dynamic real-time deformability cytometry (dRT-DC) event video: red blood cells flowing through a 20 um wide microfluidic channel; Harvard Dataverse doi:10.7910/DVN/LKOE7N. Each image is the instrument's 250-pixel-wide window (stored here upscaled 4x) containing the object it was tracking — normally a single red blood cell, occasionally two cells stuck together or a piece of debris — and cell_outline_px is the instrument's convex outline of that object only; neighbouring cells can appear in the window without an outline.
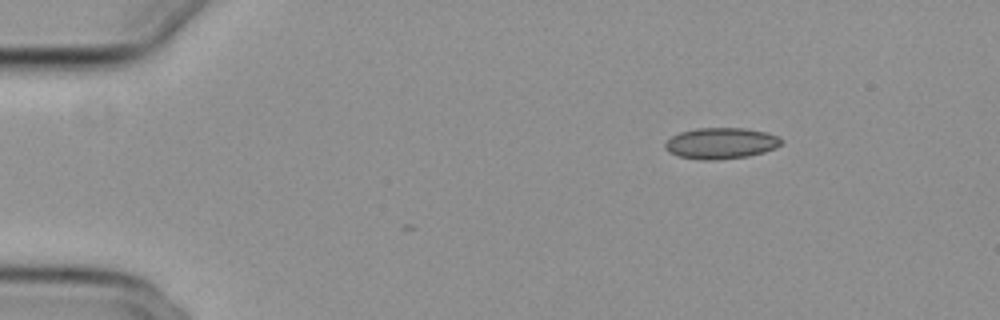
{"species": "common noctule bat (a hibernating species)", "species_latin": "Nyctalus noctula", "temperature_condition": "cold", "stored_images_in_passage": 37, "camera_frame_rate_fps": 3000, "um_per_image_px": 0.085, "animal": {"sex": "female", "body_mass_g": 29.2, "forearm_length_mm": 56.3}, "frame": {"image": 1, "passage_image": 1, "time_ms": 0.0, "image_size_px": [1000, 320], "cell_outline_px": [[784, 144], [776, 148], [764, 152], [748, 156], [716, 160], [704, 160], [680, 156], [668, 152], [664, 148], [664, 144], [672, 136], [680, 132], [696, 128], [744, 128], [768, 132], [784, 140]], "centroid_in_image_um": [61.32, 12.17], "position_along_channel_um": 23.7, "area_um2": 21.21}}
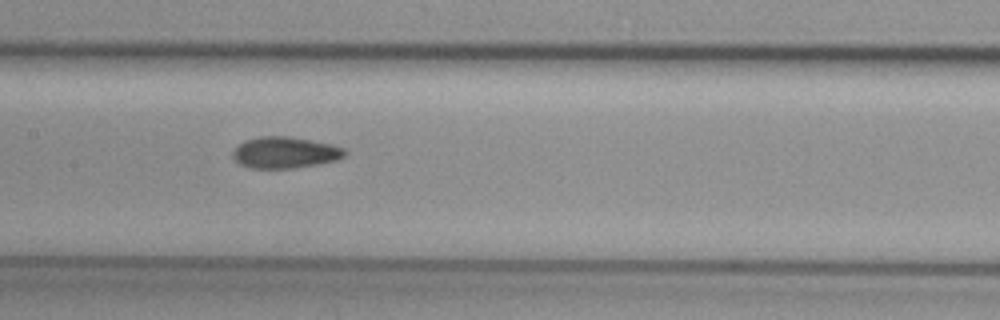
{"frame": {"image": 2, "passage_image": 20, "time_ms": 6.333, "image_size_px": [1000, 320], "cell_outline_px": [[348, 152], [344, 156], [336, 160], [316, 164], [292, 168], [252, 168], [240, 164], [232, 156], [232, 152], [244, 140], [260, 136], [288, 136], [312, 140], [332, 144], [344, 148]], "centroid_in_image_um": [24.24, 12.95], "position_along_channel_um": 183.2, "area_um2": 20.4}}
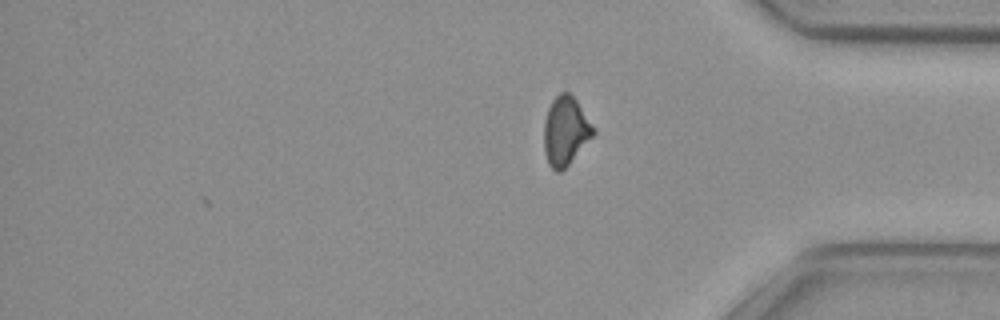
{"frame": {"image": 3, "passage_image": 37, "time_ms": 12.0, "image_size_px": [1000, 320], "cell_outline_px": [[596, 132], [568, 164], [560, 172], [556, 172], [548, 164], [544, 148], [544, 120], [548, 108], [552, 100], [560, 92], [568, 92], [576, 100], [596, 128]], "centroid_in_image_um": [48.06, 11.11], "position_along_channel_um": 387.1, "area_um2": 19.65}, "authors_computed_cell_mechanics": {"area_um2": 20.519, "velocity_mm_per_s": 3.8476, "shape_relaxation_time_tau1_ms": null, "shape_relaxation_time_tau2_ms": 3.0165, "deformation_change_tau1": null, "deformation_change_tau2": 0.0864}}